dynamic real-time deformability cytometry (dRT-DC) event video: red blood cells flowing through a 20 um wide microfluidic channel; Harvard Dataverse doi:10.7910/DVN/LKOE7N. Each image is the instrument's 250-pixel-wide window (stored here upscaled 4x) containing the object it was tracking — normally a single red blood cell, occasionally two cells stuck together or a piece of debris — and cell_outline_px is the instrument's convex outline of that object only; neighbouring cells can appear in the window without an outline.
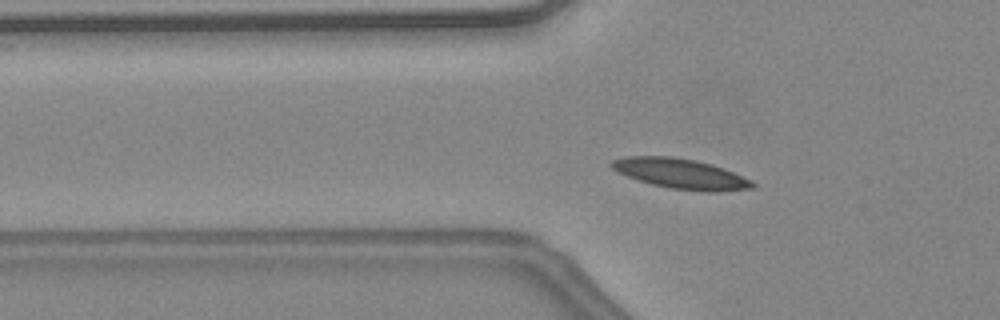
{"species": "common noctule bat (a hibernating species)", "species_latin": "Nyctalus noctula", "temperature_condition": "warm", "stored_images_in_passage": 43, "camera_frame_rate_fps": 3000, "um_per_image_px": 0.085, "animal": {"sex": "female", "body_mass_g": 24.6, "forearm_length_mm": 56.2}, "frame": {"image": 1, "passage_image": 13, "time_ms": 4.0, "image_size_px": [1000, 320], "cell_outline_px": [[756, 188], [712, 192], [708, 192], [672, 188], [652, 184], [616, 172], [608, 164], [612, 160], [624, 156], [672, 156], [696, 160], [712, 164], [724, 168], [752, 180], [756, 184]], "centroid_in_image_um": [57.87, 14.75], "position_along_channel_um": 67.9, "area_um2": 24.8}, "authors_computed_cell_mechanics": {"area_um2": 22.5998, "velocity_mm_per_s": 4.469, "shape_relaxation_time_tau1_ms": 2.06, "shape_relaxation_time_tau2_ms": 7.8309, "deformation_change_tau1": 0.0751, "deformation_change_tau2": 0.1651}}